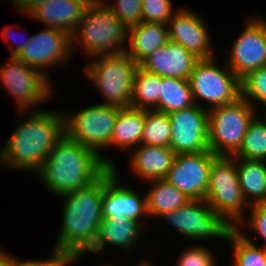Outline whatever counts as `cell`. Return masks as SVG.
<instances>
[{
  "label": "cell",
  "instance_id": "6da1fadb",
  "mask_svg": "<svg viewBox=\"0 0 266 266\" xmlns=\"http://www.w3.org/2000/svg\"><path fill=\"white\" fill-rule=\"evenodd\" d=\"M62 226L54 251L74 265L92 248L102 221L103 174L91 185L62 195Z\"/></svg>",
  "mask_w": 266,
  "mask_h": 266
},
{
  "label": "cell",
  "instance_id": "7a4b0ae2",
  "mask_svg": "<svg viewBox=\"0 0 266 266\" xmlns=\"http://www.w3.org/2000/svg\"><path fill=\"white\" fill-rule=\"evenodd\" d=\"M15 128L0 150V164L36 173L48 153L65 135L62 111L37 110Z\"/></svg>",
  "mask_w": 266,
  "mask_h": 266
},
{
  "label": "cell",
  "instance_id": "3957f363",
  "mask_svg": "<svg viewBox=\"0 0 266 266\" xmlns=\"http://www.w3.org/2000/svg\"><path fill=\"white\" fill-rule=\"evenodd\" d=\"M107 169L93 150L64 135L36 174L44 188L59 197L91 185Z\"/></svg>",
  "mask_w": 266,
  "mask_h": 266
},
{
  "label": "cell",
  "instance_id": "277c9868",
  "mask_svg": "<svg viewBox=\"0 0 266 266\" xmlns=\"http://www.w3.org/2000/svg\"><path fill=\"white\" fill-rule=\"evenodd\" d=\"M127 37L128 29L123 22L102 0H92L71 36L72 51L80 44L84 54L90 58L123 53L126 51Z\"/></svg>",
  "mask_w": 266,
  "mask_h": 266
},
{
  "label": "cell",
  "instance_id": "5b68a950",
  "mask_svg": "<svg viewBox=\"0 0 266 266\" xmlns=\"http://www.w3.org/2000/svg\"><path fill=\"white\" fill-rule=\"evenodd\" d=\"M119 109L116 106L98 103L73 113L63 111L65 135L70 140L93 150L108 168L115 167L114 161L102 156L101 150L111 146L112 132Z\"/></svg>",
  "mask_w": 266,
  "mask_h": 266
},
{
  "label": "cell",
  "instance_id": "8992f818",
  "mask_svg": "<svg viewBox=\"0 0 266 266\" xmlns=\"http://www.w3.org/2000/svg\"><path fill=\"white\" fill-rule=\"evenodd\" d=\"M92 59L83 71L106 100L101 104L130 107L133 78L139 65L125 52Z\"/></svg>",
  "mask_w": 266,
  "mask_h": 266
},
{
  "label": "cell",
  "instance_id": "52a82bcc",
  "mask_svg": "<svg viewBox=\"0 0 266 266\" xmlns=\"http://www.w3.org/2000/svg\"><path fill=\"white\" fill-rule=\"evenodd\" d=\"M205 200L234 227L247 216L245 211L250 205L240 188L236 157L217 156L213 160Z\"/></svg>",
  "mask_w": 266,
  "mask_h": 266
},
{
  "label": "cell",
  "instance_id": "ba28073f",
  "mask_svg": "<svg viewBox=\"0 0 266 266\" xmlns=\"http://www.w3.org/2000/svg\"><path fill=\"white\" fill-rule=\"evenodd\" d=\"M243 98L208 111L209 149L217 156H233L243 142L251 120L258 114Z\"/></svg>",
  "mask_w": 266,
  "mask_h": 266
},
{
  "label": "cell",
  "instance_id": "9c48e42d",
  "mask_svg": "<svg viewBox=\"0 0 266 266\" xmlns=\"http://www.w3.org/2000/svg\"><path fill=\"white\" fill-rule=\"evenodd\" d=\"M215 59H199L189 77V83L195 104L200 99L208 102V111L212 108L234 103L241 97L240 79L225 64L219 68Z\"/></svg>",
  "mask_w": 266,
  "mask_h": 266
},
{
  "label": "cell",
  "instance_id": "30bf717a",
  "mask_svg": "<svg viewBox=\"0 0 266 266\" xmlns=\"http://www.w3.org/2000/svg\"><path fill=\"white\" fill-rule=\"evenodd\" d=\"M157 218L166 220L174 230L197 242L208 238L227 241L235 228L222 215L213 211L206 200H191L185 206L162 213Z\"/></svg>",
  "mask_w": 266,
  "mask_h": 266
},
{
  "label": "cell",
  "instance_id": "8fae6325",
  "mask_svg": "<svg viewBox=\"0 0 266 266\" xmlns=\"http://www.w3.org/2000/svg\"><path fill=\"white\" fill-rule=\"evenodd\" d=\"M0 67V80L18 106V112L26 114L39 110L37 105L52 97L50 78L15 57ZM37 107V109H35Z\"/></svg>",
  "mask_w": 266,
  "mask_h": 266
},
{
  "label": "cell",
  "instance_id": "7c38bea8",
  "mask_svg": "<svg viewBox=\"0 0 266 266\" xmlns=\"http://www.w3.org/2000/svg\"><path fill=\"white\" fill-rule=\"evenodd\" d=\"M171 123L170 148L178 154H195L209 149L208 110L200 105L168 114Z\"/></svg>",
  "mask_w": 266,
  "mask_h": 266
},
{
  "label": "cell",
  "instance_id": "4fadbf2b",
  "mask_svg": "<svg viewBox=\"0 0 266 266\" xmlns=\"http://www.w3.org/2000/svg\"><path fill=\"white\" fill-rule=\"evenodd\" d=\"M73 55L71 35L57 29L44 27L43 31L32 35L15 58L30 67L45 73L49 67L62 65ZM58 64V65H57Z\"/></svg>",
  "mask_w": 266,
  "mask_h": 266
},
{
  "label": "cell",
  "instance_id": "5bb4252c",
  "mask_svg": "<svg viewBox=\"0 0 266 266\" xmlns=\"http://www.w3.org/2000/svg\"><path fill=\"white\" fill-rule=\"evenodd\" d=\"M244 26L227 59V66L239 79L266 65V19L249 17Z\"/></svg>",
  "mask_w": 266,
  "mask_h": 266
},
{
  "label": "cell",
  "instance_id": "9a60e30c",
  "mask_svg": "<svg viewBox=\"0 0 266 266\" xmlns=\"http://www.w3.org/2000/svg\"><path fill=\"white\" fill-rule=\"evenodd\" d=\"M217 157L211 150L195 154H178L165 178L190 200H205L210 169Z\"/></svg>",
  "mask_w": 266,
  "mask_h": 266
},
{
  "label": "cell",
  "instance_id": "2e32d148",
  "mask_svg": "<svg viewBox=\"0 0 266 266\" xmlns=\"http://www.w3.org/2000/svg\"><path fill=\"white\" fill-rule=\"evenodd\" d=\"M117 172L115 166L103 173L102 219L127 218L141 223L144 217H149L146 196L122 186Z\"/></svg>",
  "mask_w": 266,
  "mask_h": 266
},
{
  "label": "cell",
  "instance_id": "e0dca14e",
  "mask_svg": "<svg viewBox=\"0 0 266 266\" xmlns=\"http://www.w3.org/2000/svg\"><path fill=\"white\" fill-rule=\"evenodd\" d=\"M206 25L198 13L181 7L168 22L169 39L181 44L199 59L215 58Z\"/></svg>",
  "mask_w": 266,
  "mask_h": 266
},
{
  "label": "cell",
  "instance_id": "ac0fdd59",
  "mask_svg": "<svg viewBox=\"0 0 266 266\" xmlns=\"http://www.w3.org/2000/svg\"><path fill=\"white\" fill-rule=\"evenodd\" d=\"M198 60V57L181 44L169 41L152 52L139 66L160 77L189 80Z\"/></svg>",
  "mask_w": 266,
  "mask_h": 266
},
{
  "label": "cell",
  "instance_id": "d6986e66",
  "mask_svg": "<svg viewBox=\"0 0 266 266\" xmlns=\"http://www.w3.org/2000/svg\"><path fill=\"white\" fill-rule=\"evenodd\" d=\"M91 1L47 0L33 9L27 17L44 23L46 28L61 30L72 36Z\"/></svg>",
  "mask_w": 266,
  "mask_h": 266
},
{
  "label": "cell",
  "instance_id": "ffe728a7",
  "mask_svg": "<svg viewBox=\"0 0 266 266\" xmlns=\"http://www.w3.org/2000/svg\"><path fill=\"white\" fill-rule=\"evenodd\" d=\"M175 156L170 147L140 144L131 152L129 164L133 174L149 183L150 180L167 177Z\"/></svg>",
  "mask_w": 266,
  "mask_h": 266
},
{
  "label": "cell",
  "instance_id": "44dd1931",
  "mask_svg": "<svg viewBox=\"0 0 266 266\" xmlns=\"http://www.w3.org/2000/svg\"><path fill=\"white\" fill-rule=\"evenodd\" d=\"M143 225V223L141 225L138 221L127 218L102 219L96 240L86 254H98L105 249L107 244L132 251V248H135L133 246H136V242L143 236Z\"/></svg>",
  "mask_w": 266,
  "mask_h": 266
},
{
  "label": "cell",
  "instance_id": "7402d4cb",
  "mask_svg": "<svg viewBox=\"0 0 266 266\" xmlns=\"http://www.w3.org/2000/svg\"><path fill=\"white\" fill-rule=\"evenodd\" d=\"M125 53L140 65L157 48L166 45L169 39L168 25L141 22L128 29Z\"/></svg>",
  "mask_w": 266,
  "mask_h": 266
},
{
  "label": "cell",
  "instance_id": "603a6c76",
  "mask_svg": "<svg viewBox=\"0 0 266 266\" xmlns=\"http://www.w3.org/2000/svg\"><path fill=\"white\" fill-rule=\"evenodd\" d=\"M144 122L145 110L133 107L120 108L112 132L111 147L130 151L140 145Z\"/></svg>",
  "mask_w": 266,
  "mask_h": 266
},
{
  "label": "cell",
  "instance_id": "cb8c5ba5",
  "mask_svg": "<svg viewBox=\"0 0 266 266\" xmlns=\"http://www.w3.org/2000/svg\"><path fill=\"white\" fill-rule=\"evenodd\" d=\"M236 168L247 203L252 205L266 202V161L236 157Z\"/></svg>",
  "mask_w": 266,
  "mask_h": 266
},
{
  "label": "cell",
  "instance_id": "d4e9b609",
  "mask_svg": "<svg viewBox=\"0 0 266 266\" xmlns=\"http://www.w3.org/2000/svg\"><path fill=\"white\" fill-rule=\"evenodd\" d=\"M150 183L152 186L145 194L149 218H157L162 213L172 212L191 201L165 179L150 180Z\"/></svg>",
  "mask_w": 266,
  "mask_h": 266
},
{
  "label": "cell",
  "instance_id": "484cf974",
  "mask_svg": "<svg viewBox=\"0 0 266 266\" xmlns=\"http://www.w3.org/2000/svg\"><path fill=\"white\" fill-rule=\"evenodd\" d=\"M195 105L189 80L161 77L160 96L155 109L161 113H172Z\"/></svg>",
  "mask_w": 266,
  "mask_h": 266
},
{
  "label": "cell",
  "instance_id": "4316f807",
  "mask_svg": "<svg viewBox=\"0 0 266 266\" xmlns=\"http://www.w3.org/2000/svg\"><path fill=\"white\" fill-rule=\"evenodd\" d=\"M161 77L137 67L131 92L130 107L155 110L160 96Z\"/></svg>",
  "mask_w": 266,
  "mask_h": 266
},
{
  "label": "cell",
  "instance_id": "83f0119b",
  "mask_svg": "<svg viewBox=\"0 0 266 266\" xmlns=\"http://www.w3.org/2000/svg\"><path fill=\"white\" fill-rule=\"evenodd\" d=\"M241 227H235L228 236L227 242L233 246V266H266L264 246L259 247Z\"/></svg>",
  "mask_w": 266,
  "mask_h": 266
},
{
  "label": "cell",
  "instance_id": "f1b7e54d",
  "mask_svg": "<svg viewBox=\"0 0 266 266\" xmlns=\"http://www.w3.org/2000/svg\"><path fill=\"white\" fill-rule=\"evenodd\" d=\"M257 114L250 122L240 149L234 157L266 161V113Z\"/></svg>",
  "mask_w": 266,
  "mask_h": 266
},
{
  "label": "cell",
  "instance_id": "f546056e",
  "mask_svg": "<svg viewBox=\"0 0 266 266\" xmlns=\"http://www.w3.org/2000/svg\"><path fill=\"white\" fill-rule=\"evenodd\" d=\"M171 123L166 113L145 110V122L141 144L170 147Z\"/></svg>",
  "mask_w": 266,
  "mask_h": 266
},
{
  "label": "cell",
  "instance_id": "4dcf8cb0",
  "mask_svg": "<svg viewBox=\"0 0 266 266\" xmlns=\"http://www.w3.org/2000/svg\"><path fill=\"white\" fill-rule=\"evenodd\" d=\"M241 98L256 109L254 101L261 103L266 113V65L247 73L240 79Z\"/></svg>",
  "mask_w": 266,
  "mask_h": 266
},
{
  "label": "cell",
  "instance_id": "1f68e13d",
  "mask_svg": "<svg viewBox=\"0 0 266 266\" xmlns=\"http://www.w3.org/2000/svg\"><path fill=\"white\" fill-rule=\"evenodd\" d=\"M102 1L123 22L127 29L138 26L142 22V0H116L115 4H110L108 0Z\"/></svg>",
  "mask_w": 266,
  "mask_h": 266
},
{
  "label": "cell",
  "instance_id": "d6a6232c",
  "mask_svg": "<svg viewBox=\"0 0 266 266\" xmlns=\"http://www.w3.org/2000/svg\"><path fill=\"white\" fill-rule=\"evenodd\" d=\"M171 0H142V21L168 25L177 10L173 11Z\"/></svg>",
  "mask_w": 266,
  "mask_h": 266
},
{
  "label": "cell",
  "instance_id": "836d02e7",
  "mask_svg": "<svg viewBox=\"0 0 266 266\" xmlns=\"http://www.w3.org/2000/svg\"><path fill=\"white\" fill-rule=\"evenodd\" d=\"M185 249L176 266H216L215 254L203 245H194Z\"/></svg>",
  "mask_w": 266,
  "mask_h": 266
},
{
  "label": "cell",
  "instance_id": "e575fe53",
  "mask_svg": "<svg viewBox=\"0 0 266 266\" xmlns=\"http://www.w3.org/2000/svg\"><path fill=\"white\" fill-rule=\"evenodd\" d=\"M249 209L250 214L248 217H244L236 227H239V225L244 226L245 223L246 226L248 224L250 229L254 230L253 232H255L257 236H259L261 240L265 242L264 247H266V202L252 204L250 205Z\"/></svg>",
  "mask_w": 266,
  "mask_h": 266
},
{
  "label": "cell",
  "instance_id": "d590c367",
  "mask_svg": "<svg viewBox=\"0 0 266 266\" xmlns=\"http://www.w3.org/2000/svg\"><path fill=\"white\" fill-rule=\"evenodd\" d=\"M66 258L54 251L51 253L50 258L46 260H32V261H18L17 258L8 254L4 266H65Z\"/></svg>",
  "mask_w": 266,
  "mask_h": 266
},
{
  "label": "cell",
  "instance_id": "8d00e7d4",
  "mask_svg": "<svg viewBox=\"0 0 266 266\" xmlns=\"http://www.w3.org/2000/svg\"><path fill=\"white\" fill-rule=\"evenodd\" d=\"M14 25L12 26H5L4 27V29H3V31L1 32L2 33V38L4 39V40H6V43H8V44H10L11 46H9V48L11 49V57H15L20 51H21V49H22V47L26 44V43H28V39H29V37L27 36V38H25V39H23V40H21L20 42H18L17 43V40H16V38H15V36H13V34H12V32H14ZM10 31H12V32H10ZM15 33V32H14ZM12 36H11V35ZM17 34V33H16ZM15 39V40H14ZM9 40H11V41H9ZM12 42V43H11ZM14 44V45H13ZM14 47H13V46Z\"/></svg>",
  "mask_w": 266,
  "mask_h": 266
},
{
  "label": "cell",
  "instance_id": "74e56055",
  "mask_svg": "<svg viewBox=\"0 0 266 266\" xmlns=\"http://www.w3.org/2000/svg\"><path fill=\"white\" fill-rule=\"evenodd\" d=\"M13 5L19 12L23 13L24 16L28 15L33 9L38 7L40 4L45 3L47 0H12Z\"/></svg>",
  "mask_w": 266,
  "mask_h": 266
},
{
  "label": "cell",
  "instance_id": "f35d334b",
  "mask_svg": "<svg viewBox=\"0 0 266 266\" xmlns=\"http://www.w3.org/2000/svg\"><path fill=\"white\" fill-rule=\"evenodd\" d=\"M8 254L9 253L5 252L3 249L0 248V266H4Z\"/></svg>",
  "mask_w": 266,
  "mask_h": 266
},
{
  "label": "cell",
  "instance_id": "ab89813d",
  "mask_svg": "<svg viewBox=\"0 0 266 266\" xmlns=\"http://www.w3.org/2000/svg\"><path fill=\"white\" fill-rule=\"evenodd\" d=\"M148 260H144V262L141 261V263L137 264L136 266H153V264L149 263Z\"/></svg>",
  "mask_w": 266,
  "mask_h": 266
}]
</instances>
